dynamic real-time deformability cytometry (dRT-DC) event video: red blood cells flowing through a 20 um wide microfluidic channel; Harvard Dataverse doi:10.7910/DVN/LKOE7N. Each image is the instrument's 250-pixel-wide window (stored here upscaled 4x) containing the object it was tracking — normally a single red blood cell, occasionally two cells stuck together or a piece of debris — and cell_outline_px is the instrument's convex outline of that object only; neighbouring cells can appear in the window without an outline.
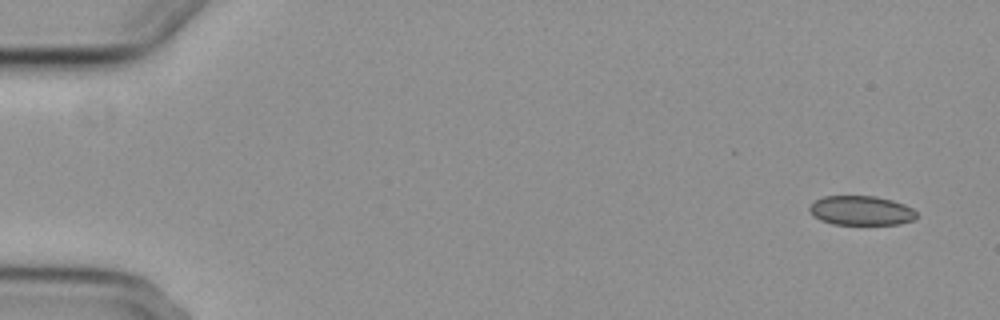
{"species": "common noctule bat (a hibernating species)", "species_latin": "Nyctalus noctula", "temperature_condition": "cold", "stored_images_in_passage": 5, "camera_frame_rate_fps": 3000, "um_per_image_px": 0.085, "animal": {"sex": "female", "body_mass_g": 29.2, "forearm_length_mm": 56.3}, "frame": {"image": 1, "passage_image": 1, "time_ms": 0.0, "image_size_px": [1000, 320], "cell_outline_px": [[916, 216], [912, 220], [900, 224], [832, 224], [820, 220], [812, 216], [808, 208], [816, 200], [824, 196], [876, 196], [892, 200], [904, 204], [912, 208], [916, 212]], "centroid_in_image_um": [73.18, 17.9], "position_along_channel_um": 11.8, "area_um2": 18.32}}
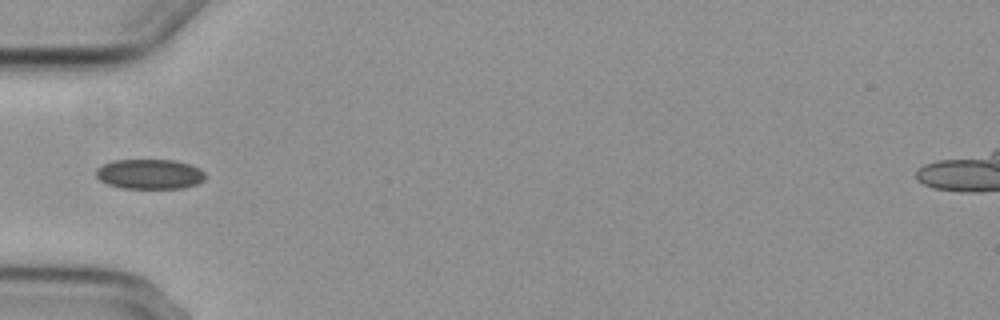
{"frame": {"image": 2, "passage_image": 5, "time_ms": 5.333, "image_size_px": [1000, 320], "cell_outline_px": [[204, 180], [196, 184], [184, 188], [120, 188], [108, 184], [100, 180], [96, 176], [96, 168], [104, 164], [116, 160], [176, 160], [200, 168], [204, 172]], "centroid_in_image_um": [12.72, 14.8], "position_along_channel_um": 72.3, "area_um2": 19.02}}